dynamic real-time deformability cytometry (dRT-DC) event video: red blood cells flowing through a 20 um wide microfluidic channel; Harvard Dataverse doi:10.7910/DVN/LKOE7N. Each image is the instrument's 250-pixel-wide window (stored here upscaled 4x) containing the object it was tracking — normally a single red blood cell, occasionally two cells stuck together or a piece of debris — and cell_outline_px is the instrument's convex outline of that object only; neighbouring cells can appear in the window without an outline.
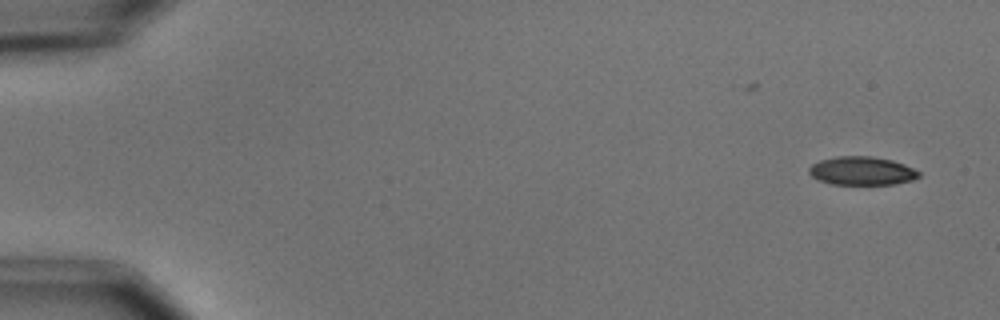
{"species": "common noctule bat (a hibernating species)", "species_latin": "Nyctalus noctula", "temperature_condition": "cold", "stored_images_in_passage": 2, "camera_frame_rate_fps": 3000, "um_per_image_px": 0.085, "animal": {"sex": "male", "body_mass_g": 15.6}, "frame": {"image": 1, "passage_image": 2, "time_ms": 1.333, "image_size_px": [1000, 320], "cell_outline_px": [[920, 176], [912, 180], [892, 184], [832, 184], [820, 180], [812, 176], [808, 172], [808, 168], [812, 164], [820, 160], [836, 156], [872, 156], [892, 160], [904, 164], [920, 172]], "centroid_in_image_um": [73.25, 14.51], "position_along_channel_um": 11.8, "area_um2": 18.15}}